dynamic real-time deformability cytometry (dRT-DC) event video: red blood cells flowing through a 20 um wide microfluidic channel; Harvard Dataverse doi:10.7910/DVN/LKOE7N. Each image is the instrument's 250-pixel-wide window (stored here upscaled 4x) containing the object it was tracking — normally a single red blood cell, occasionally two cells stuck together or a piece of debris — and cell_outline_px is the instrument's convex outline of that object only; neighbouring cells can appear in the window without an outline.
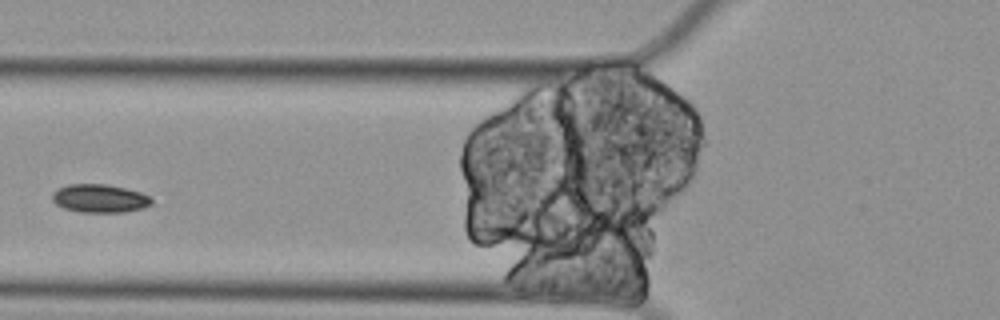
{"species": "Egyptian fruit bat (a non-hibernating species)", "species_latin": "Rousettus aegyptiacus", "temperature_condition": "cold", "stored_images_in_passage": 12, "camera_frame_rate_fps": 3000, "um_per_image_px": 0.085, "animal": {"sex": "female"}, "frame": {"image": 1, "passage_image": 3, "time_ms": 0.667, "image_size_px": [1000, 320], "cell_outline_px": [[152, 204], [144, 208], [124, 212], [80, 212], [64, 208], [56, 204], [52, 200], [52, 192], [56, 188], [68, 184], [104, 184], [124, 188], [140, 192], [148, 196], [152, 200]], "centroid_in_image_um": [8.44, 16.86], "position_along_channel_um": 117.4, "area_um2": 16.42}}
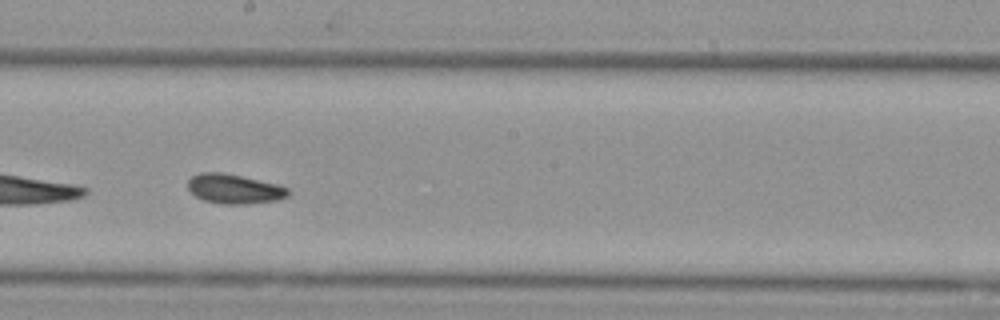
{"frame": {"image": 2, "passage_image": 6, "time_ms": 1.667, "image_size_px": [1000, 320], "cell_outline_px": [[292, 192], [288, 196], [280, 200], [248, 204], [220, 204], [204, 200], [196, 196], [188, 188], [188, 180], [192, 176], [200, 172], [220, 172], [240, 176], [276, 184], [288, 188]], "centroid_in_image_um": [19.94, 16.07], "position_along_channel_um": 228.3, "area_um2": 17.28}}
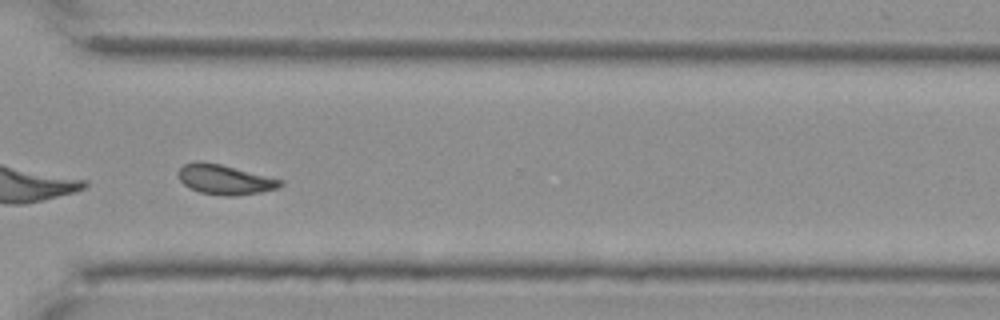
{"frame": {"image": 3, "passage_image": 9, "time_ms": 2.667, "image_size_px": [1000, 320], "cell_outline_px": [[284, 184], [280, 188], [260, 192], [232, 196], [224, 196], [200, 192], [184, 184], [180, 180], [176, 172], [184, 164], [196, 160], [200, 160], [220, 164], [284, 180]], "centroid_in_image_um": [19.11, 15.25], "position_along_channel_um": 351.5, "area_um2": 17.8}}